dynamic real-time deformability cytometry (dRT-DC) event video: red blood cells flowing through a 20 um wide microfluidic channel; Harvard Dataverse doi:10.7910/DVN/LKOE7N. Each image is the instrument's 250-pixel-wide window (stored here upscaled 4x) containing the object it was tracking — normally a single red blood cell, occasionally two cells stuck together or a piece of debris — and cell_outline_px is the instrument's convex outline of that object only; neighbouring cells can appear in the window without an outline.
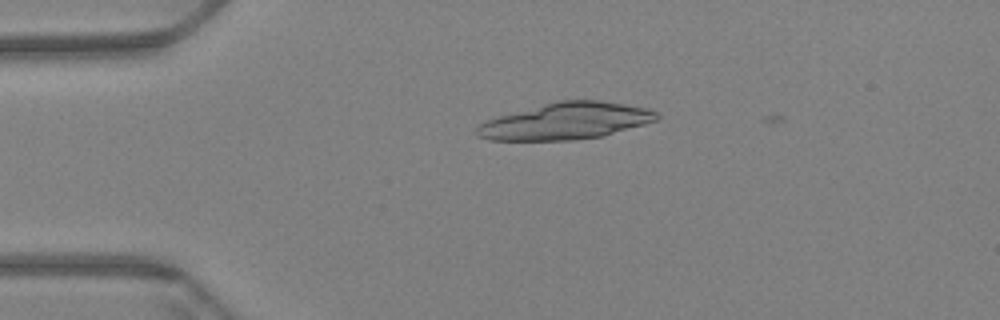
{"species": "Egyptian fruit bat (a non-hibernating species)", "species_latin": "Rousettus aegyptiacus", "temperature_condition": "warm", "stored_images_in_passage": 3, "camera_frame_rate_fps": 3000, "um_per_image_px": 0.085, "animal": {"sex": "female"}, "frame": {"image": 1, "passage_image": 2, "time_ms": 0.333, "image_size_px": [1000, 320], "cell_outline_px": [[660, 116], [656, 120], [644, 124], [600, 136], [572, 140], [488, 140], [476, 136], [476, 128], [480, 124], [488, 120], [500, 116], [556, 100], [600, 100], [648, 108], [656, 112]], "centroid_in_image_um": [48.08, 10.29], "position_along_channel_um": 36.9, "area_um2": 38.03}}